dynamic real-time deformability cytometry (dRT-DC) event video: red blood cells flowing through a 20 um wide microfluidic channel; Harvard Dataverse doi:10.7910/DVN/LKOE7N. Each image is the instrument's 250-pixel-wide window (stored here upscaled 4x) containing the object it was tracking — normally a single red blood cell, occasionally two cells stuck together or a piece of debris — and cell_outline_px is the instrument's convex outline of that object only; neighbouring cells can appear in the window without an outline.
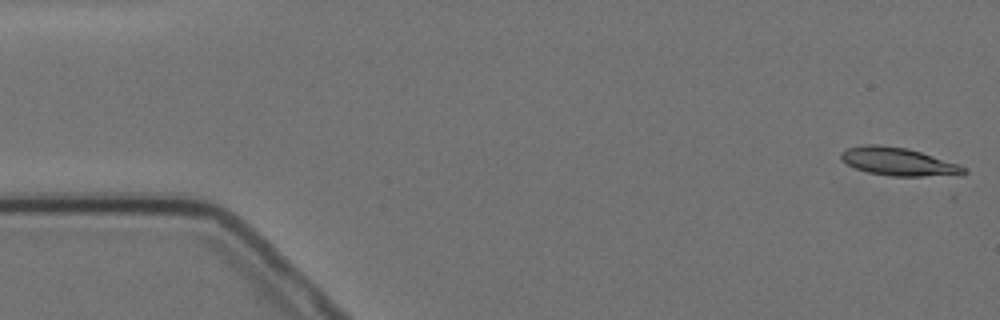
{"species": "Egyptian fruit bat (a non-hibernating species)", "species_latin": "Rousettus aegyptiacus", "temperature_condition": "cold", "stored_images_in_passage": 2, "segment_of_instrument_passage": [2, 2], "camera_frame_rate_fps": 3000, "um_per_image_px": 0.085, "animal": {"sex": "female"}, "frame": {"image": 1, "passage_image": 2, "time_ms": 1.333, "image_size_px": [1000, 320], "cell_outline_px": [[968, 172], [960, 176], [888, 176], [868, 172], [856, 168], [840, 160], [840, 152], [848, 148], [864, 144], [876, 144], [908, 148], [960, 164], [968, 168]], "centroid_in_image_um": [76.43, 13.75], "position_along_channel_um": 8.6, "area_um2": 20.46}}